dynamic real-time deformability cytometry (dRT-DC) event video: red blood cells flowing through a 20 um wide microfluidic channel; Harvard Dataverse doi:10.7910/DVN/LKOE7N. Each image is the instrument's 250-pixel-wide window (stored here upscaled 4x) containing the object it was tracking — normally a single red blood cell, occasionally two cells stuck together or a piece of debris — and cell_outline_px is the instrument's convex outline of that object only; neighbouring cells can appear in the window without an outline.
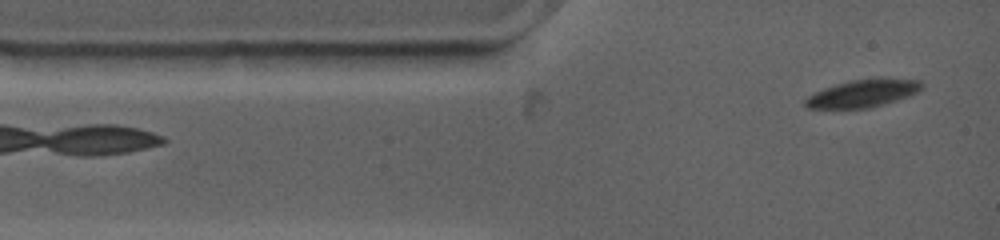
{"species": "common noctule bat (a hibernating species)", "species_latin": "Nyctalus noctula", "temperature_condition": "warm", "stored_images_in_passage": 49, "camera_frame_rate_fps": 4500, "um_per_image_px": 0.085, "animal": {"sex": "female", "body_mass_g": 19.0, "forearm_length_mm": 53.3}, "frame": {"image": 1, "passage_image": 2, "time_ms": 0.444, "image_size_px": [1000, 240], "cell_outline_px": [[924, 88], [908, 96], [896, 100], [868, 108], [808, 108], [804, 104], [804, 100], [808, 96], [824, 88], [848, 80], [876, 76], [880, 76], [920, 80], [924, 84]], "centroid_in_image_um": [73.4, 7.89], "position_along_channel_um": 11.6, "area_um2": 19.13}}
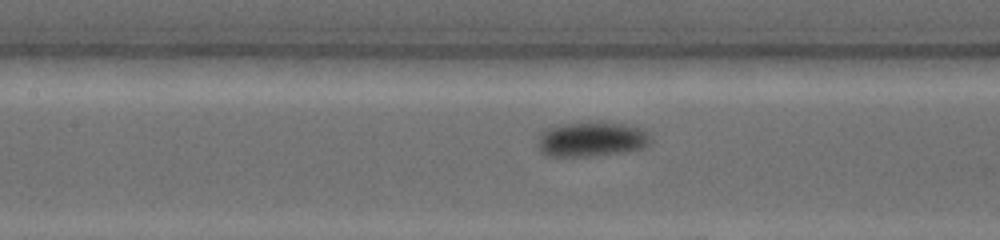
{"frame": {"image": 2, "passage_image": 18, "time_ms": 5.333, "image_size_px": [1000, 240], "cell_outline_px": [[652, 140], [648, 144], [640, 148], [620, 152], [588, 156], [544, 156], [540, 152], [536, 144], [536, 140], [540, 132], [544, 128], [564, 124], [600, 120], [624, 124], [644, 128], [648, 132]], "centroid_in_image_um": [50.22, 11.8], "position_along_channel_um": 157.2, "area_um2": 23.47}}
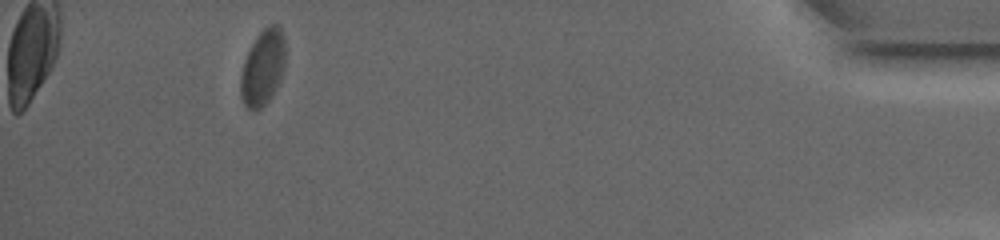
{"frame": {"image": 3, "passage_image": 43, "time_ms": 14.889, "image_size_px": [1000, 240], "cell_outline_px": [[284, 68], [280, 80], [272, 96], [260, 108], [248, 108], [244, 104], [240, 96], [240, 76], [244, 60], [256, 36], [268, 24], [276, 24], [280, 28], [284, 36]], "centroid_in_image_um": [22.33, 5.72], "position_along_channel_um": 412.9, "area_um2": 19.59}, "authors_computed_cell_mechanics": {"area_um2": 20.23, "velocity_mm_per_s": 3.6193, "shape_relaxation_time_tau1_ms": 3.5074, "shape_relaxation_time_tau2_ms": null, "deformation_change_tau1": 0.1296, "deformation_change_tau2": null}}